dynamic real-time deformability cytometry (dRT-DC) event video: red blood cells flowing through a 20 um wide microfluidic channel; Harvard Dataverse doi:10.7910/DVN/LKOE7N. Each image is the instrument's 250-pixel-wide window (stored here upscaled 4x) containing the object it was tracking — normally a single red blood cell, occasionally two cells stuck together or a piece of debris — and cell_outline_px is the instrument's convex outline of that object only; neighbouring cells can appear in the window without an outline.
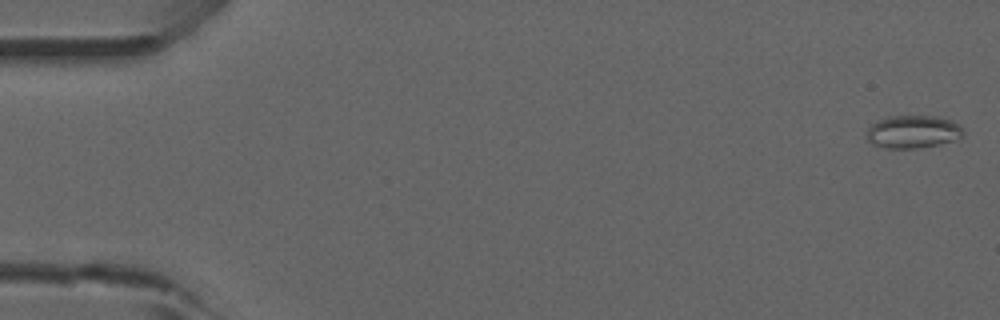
{"species": "common noctule bat (a hibernating species)", "species_latin": "Nyctalus noctula", "temperature_condition": "room temperature", "stored_images_in_passage": 52, "camera_frame_rate_fps": 3000, "um_per_image_px": 0.085, "animal": {"sex": "male", "forearm_length_mm": 52.5}, "frame": {"image": 1, "passage_image": 1, "time_ms": 0.0, "image_size_px": [1000, 320], "cell_outline_px": [[964, 136], [956, 140], [940, 144], [916, 148], [884, 148], [872, 144], [868, 140], [868, 128], [872, 124], [888, 116], [936, 116], [952, 120], [960, 124], [964, 132]], "centroid_in_image_um": [77.65, 11.2], "position_along_channel_um": 7.3, "area_um2": 18.55}}
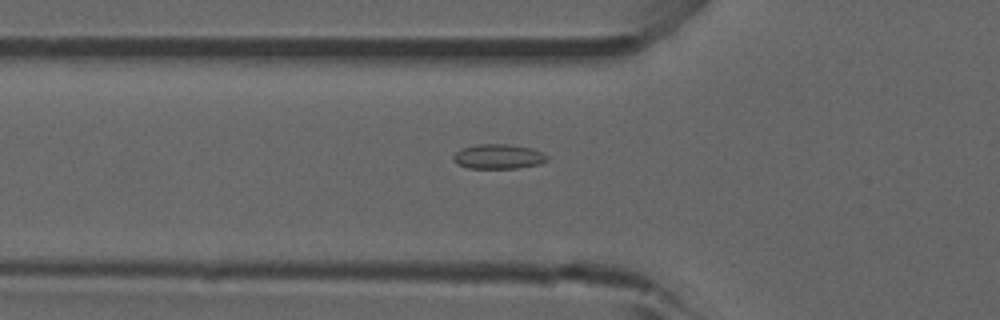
{"frame": {"image": 2, "passage_image": 18, "time_ms": 5.667, "image_size_px": [1000, 320], "cell_outline_px": [[548, 160], [540, 164], [516, 168], [468, 168], [456, 164], [452, 160], [452, 156], [460, 148], [476, 144], [508, 144], [532, 148], [544, 152], [548, 156]], "centroid_in_image_um": [42.35, 13.3], "position_along_channel_um": 83.5, "area_um2": 13.76}}
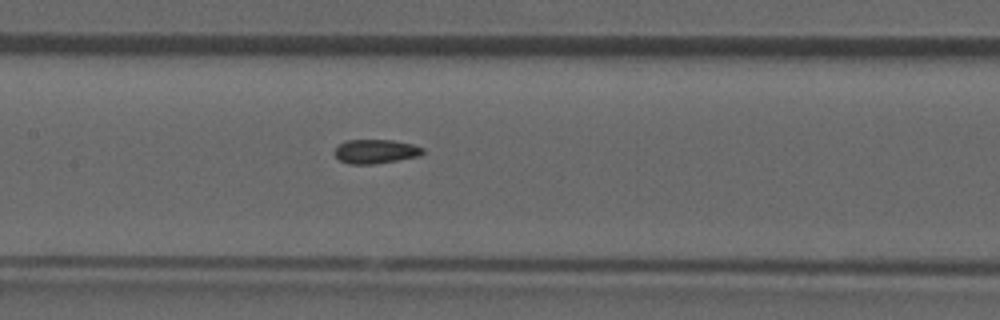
{"frame": {"image": 3, "passage_image": 25, "time_ms": 8.0, "image_size_px": [1000, 320], "cell_outline_px": [[424, 152], [420, 156], [372, 164], [348, 164], [340, 160], [336, 156], [336, 148], [340, 144], [348, 140], [392, 140], [412, 144], [424, 148]], "centroid_in_image_um": [31.95, 12.87], "position_along_channel_um": 175.4, "area_um2": 12.2}, "authors_computed_cell_mechanics": {"area_um2": 12.716, "velocity_mm_per_s": 3.9101, "shape_relaxation_time_tau1_ms": null, "shape_relaxation_time_tau2_ms": 2.9845, "deformation_change_tau1": null, "deformation_change_tau2": 0.0745}}